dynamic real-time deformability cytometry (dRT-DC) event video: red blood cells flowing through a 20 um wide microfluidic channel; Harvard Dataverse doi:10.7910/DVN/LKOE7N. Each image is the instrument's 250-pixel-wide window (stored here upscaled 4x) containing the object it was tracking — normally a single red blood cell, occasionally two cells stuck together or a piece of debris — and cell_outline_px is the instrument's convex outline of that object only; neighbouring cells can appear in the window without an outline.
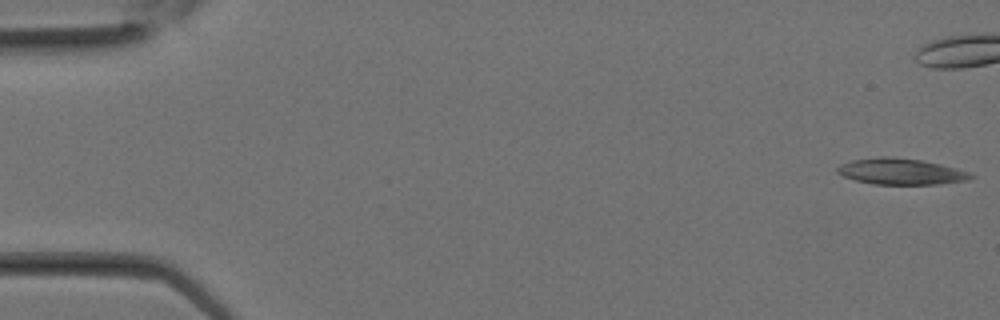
{"species": "Egyptian fruit bat (a non-hibernating species)", "species_latin": "Rousettus aegyptiacus", "temperature_condition": "room temperature", "stored_images_in_passage": 13, "camera_frame_rate_fps": 3000, "um_per_image_px": 0.085, "animal": {"sex": "female"}, "frame": {"image": 1, "passage_image": 1, "time_ms": 0.0, "image_size_px": [1000, 320], "cell_outline_px": [[976, 176], [968, 180], [936, 184], [876, 184], [856, 180], [844, 176], [836, 172], [836, 168], [840, 164], [852, 160], [876, 156], [892, 156], [920, 160], [940, 164], [968, 172]], "centroid_in_image_um": [76.54, 14.56], "position_along_channel_um": 8.5, "area_um2": 20.23}}
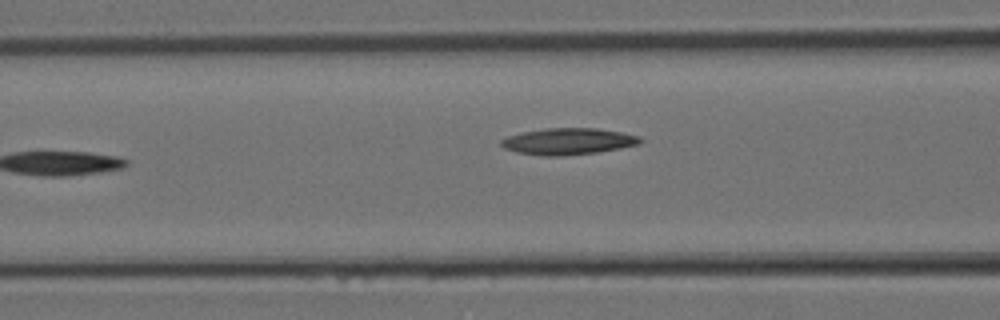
{"frame": {"image": 2, "passage_image": 13, "time_ms": 4.0, "image_size_px": [1000, 320], "cell_outline_px": [[644, 140], [640, 144], [620, 148], [596, 152], [564, 156], [544, 156], [516, 152], [504, 148], [500, 144], [500, 140], [508, 136], [520, 132], [544, 128], [596, 128], [620, 132], [640, 136]], "centroid_in_image_um": [48.28, 12.01], "position_along_channel_um": 118.3, "area_um2": 21.62}}